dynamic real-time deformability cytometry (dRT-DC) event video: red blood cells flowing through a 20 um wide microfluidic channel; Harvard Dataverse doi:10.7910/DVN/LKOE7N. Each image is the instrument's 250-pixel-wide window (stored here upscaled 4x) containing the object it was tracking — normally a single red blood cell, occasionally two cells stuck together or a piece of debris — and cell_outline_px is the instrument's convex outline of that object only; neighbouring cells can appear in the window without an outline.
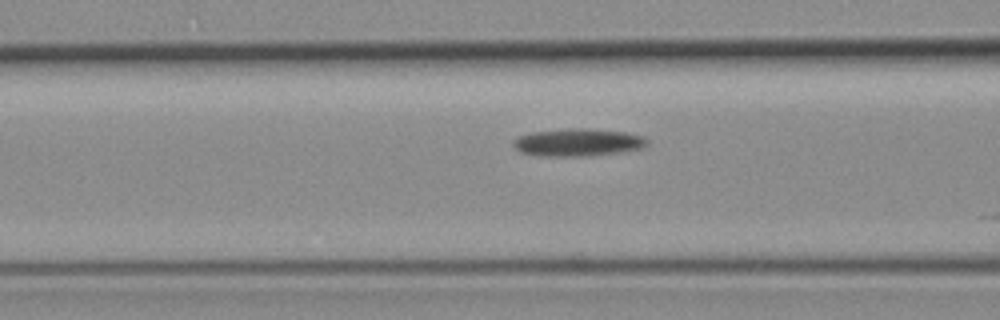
{"species": "common noctule bat (a hibernating species)", "species_latin": "Nyctalus noctula", "temperature_condition": "room temperature", "stored_images_in_passage": 14, "camera_frame_rate_fps": 3000, "um_per_image_px": 0.085, "animal": {"sex": "female", "body_mass_g": 19.3, "forearm_length_mm": 54.1}, "frame": {"image": 1, "passage_image": 9, "time_ms": 2.667, "image_size_px": [1000, 320], "cell_outline_px": [[648, 144], [644, 148], [620, 152], [588, 156], [544, 156], [520, 152], [512, 144], [512, 140], [520, 136], [532, 132], [568, 128], [584, 128], [624, 132], [644, 136], [648, 140]], "centroid_in_image_um": [49.14, 12.1], "position_along_channel_um": 117.5, "area_um2": 21.56}}
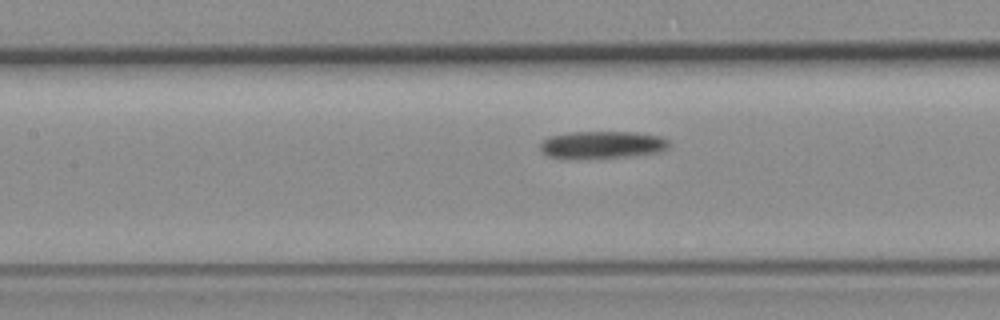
{"frame": {"image": 2, "passage_image": 12, "time_ms": 3.667, "image_size_px": [1000, 320], "cell_outline_px": [[668, 148], [660, 152], [636, 156], [568, 160], [548, 156], [540, 152], [540, 144], [548, 136], [568, 132], [636, 132], [660, 136], [668, 140]], "centroid_in_image_um": [51.13, 12.33], "position_along_channel_um": 156.3, "area_um2": 21.21}}